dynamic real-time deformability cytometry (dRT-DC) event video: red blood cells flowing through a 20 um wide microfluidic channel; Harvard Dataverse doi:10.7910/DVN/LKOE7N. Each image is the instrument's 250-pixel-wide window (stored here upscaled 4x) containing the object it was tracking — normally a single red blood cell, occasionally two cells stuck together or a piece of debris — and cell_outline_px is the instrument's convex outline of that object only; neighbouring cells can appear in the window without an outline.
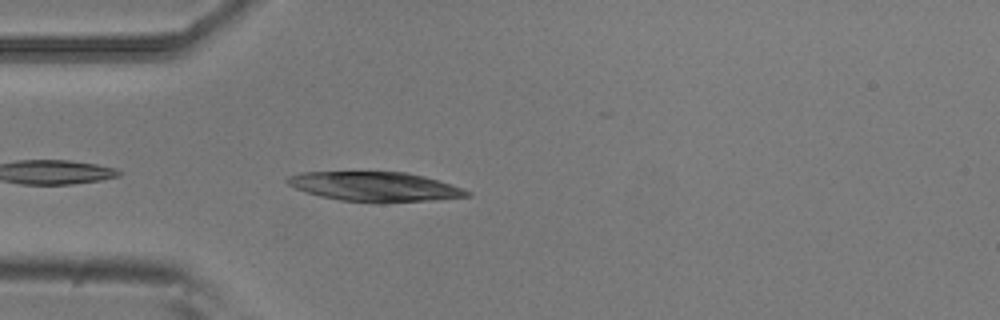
{"species": "common noctule bat (a hibernating species)", "species_latin": "Nyctalus noctula", "temperature_condition": "room temperature", "stored_images_in_passage": 39, "camera_frame_rate_fps": 3000, "um_per_image_px": 0.085, "animal": {"sex": "male", "body_mass_g": 20.5, "forearm_length_mm": 52.5}, "frame": {"image": 1, "passage_image": 2, "time_ms": 0.333, "image_size_px": [1000, 320], "cell_outline_px": [[472, 196], [428, 200], [380, 204], [376, 204], [340, 200], [320, 196], [304, 192], [288, 184], [284, 180], [288, 176], [304, 172], [408, 172], [424, 176], [472, 192]], "centroid_in_image_um": [31.83, 15.88], "position_along_channel_um": 53.2, "area_um2": 31.04}}
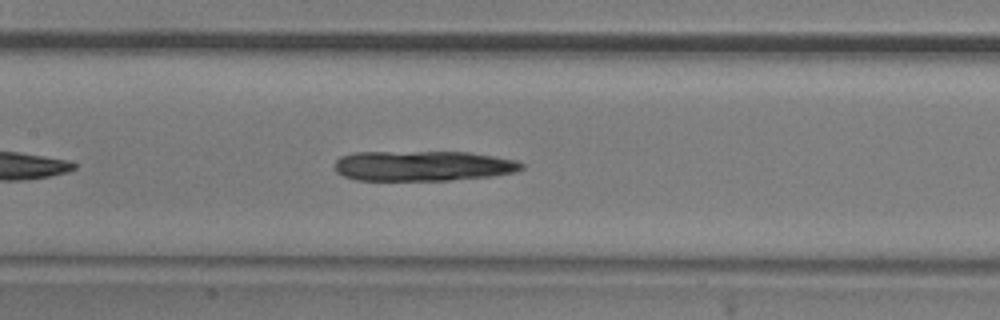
{"frame": {"image": 2, "passage_image": 12, "time_ms": 3.667, "image_size_px": [1000, 320], "cell_outline_px": [[524, 168], [516, 172], [492, 176], [448, 180], [356, 180], [344, 176], [336, 172], [336, 160], [340, 156], [352, 152], [468, 152], [516, 160], [524, 164]], "centroid_in_image_um": [35.95, 14.1], "position_along_channel_um": 171.5, "area_um2": 32.95}}